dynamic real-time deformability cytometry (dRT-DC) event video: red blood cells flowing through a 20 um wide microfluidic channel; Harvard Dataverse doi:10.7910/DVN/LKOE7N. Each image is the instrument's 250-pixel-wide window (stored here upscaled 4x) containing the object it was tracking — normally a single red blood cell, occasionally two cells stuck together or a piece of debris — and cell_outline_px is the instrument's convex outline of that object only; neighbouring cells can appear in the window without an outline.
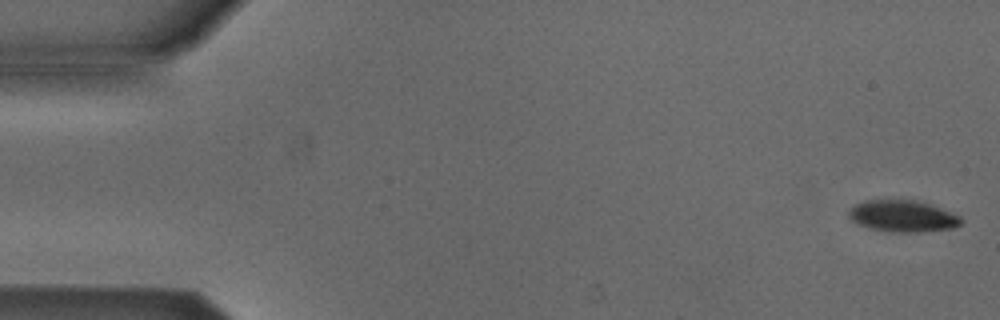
{"species": "Egyptian fruit bat (a non-hibernating species)", "species_latin": "Rousettus aegyptiacus", "temperature_condition": "cold", "stored_images_in_passage": 6, "camera_frame_rate_fps": 3000, "um_per_image_px": 0.085, "animal": {"sex": "male"}, "frame": {"image": 1, "passage_image": 1, "time_ms": 0.0, "image_size_px": [1000, 320], "cell_outline_px": [[964, 220], [960, 224], [952, 228], [924, 232], [892, 232], [872, 228], [856, 224], [848, 216], [848, 208], [864, 200], [916, 200], [940, 208], [960, 216]], "centroid_in_image_um": [76.71, 18.37], "position_along_channel_um": 8.3, "area_um2": 20.69}}
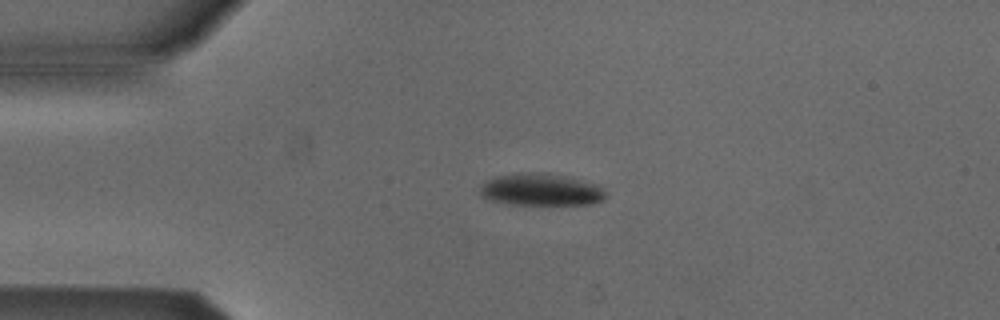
{"frame": {"image": 2, "passage_image": 4, "time_ms": 1.0, "image_size_px": [1000, 320], "cell_outline_px": [[604, 200], [588, 204], [508, 204], [492, 200], [480, 196], [480, 184], [484, 180], [496, 176], [520, 172], [548, 172], [596, 184], [604, 192]], "centroid_in_image_um": [45.9, 16.1], "position_along_channel_um": 39.1, "area_um2": 23.52}}
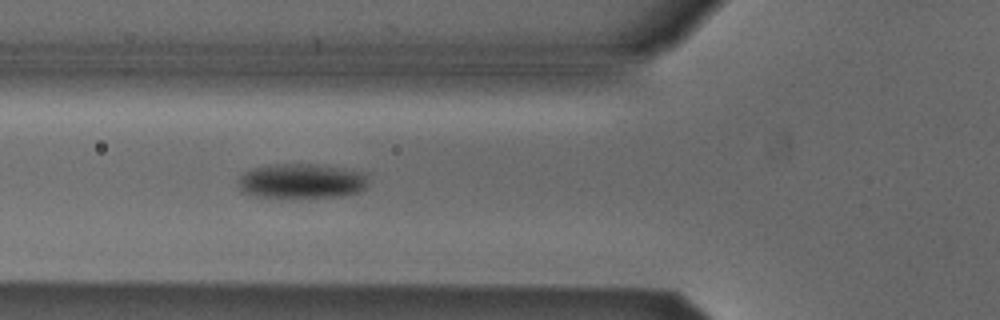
{"frame": {"image": 3, "passage_image": 6, "time_ms": 1.667, "image_size_px": [1000, 320], "cell_outline_px": [[368, 176], [364, 188], [360, 192], [344, 196], [280, 200], [256, 196], [240, 192], [236, 180], [244, 172], [256, 168], [272, 164], [316, 164], [368, 172]], "centroid_in_image_um": [25.61, 15.43], "position_along_channel_um": 100.2, "area_um2": 27.51}}